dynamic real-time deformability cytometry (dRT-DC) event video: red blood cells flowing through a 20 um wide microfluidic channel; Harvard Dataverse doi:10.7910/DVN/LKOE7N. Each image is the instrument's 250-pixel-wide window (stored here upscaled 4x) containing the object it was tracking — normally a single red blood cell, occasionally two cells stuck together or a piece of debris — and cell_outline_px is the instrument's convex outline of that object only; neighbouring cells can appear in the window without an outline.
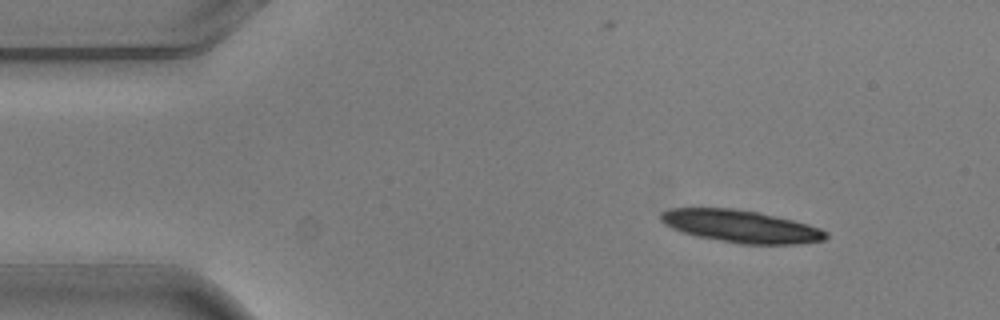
{"species": "common noctule bat (a hibernating species)", "species_latin": "Nyctalus noctula", "temperature_condition": "warm", "stored_images_in_passage": 4, "camera_frame_rate_fps": 3000, "um_per_image_px": 0.085, "animal": {"sex": "male", "body_mass_g": 20.5, "forearm_length_mm": 52.5}, "frame": {"image": 1, "passage_image": 1, "time_ms": 0.0, "image_size_px": [1000, 320], "cell_outline_px": [[828, 236], [824, 240], [796, 244], [740, 244], [696, 236], [672, 228], [664, 224], [660, 220], [660, 212], [672, 208], [732, 208], [756, 212], [776, 216], [808, 224], [820, 228], [828, 232]], "centroid_in_image_um": [62.97, 19.24], "position_along_channel_um": 22.0, "area_um2": 31.1}}